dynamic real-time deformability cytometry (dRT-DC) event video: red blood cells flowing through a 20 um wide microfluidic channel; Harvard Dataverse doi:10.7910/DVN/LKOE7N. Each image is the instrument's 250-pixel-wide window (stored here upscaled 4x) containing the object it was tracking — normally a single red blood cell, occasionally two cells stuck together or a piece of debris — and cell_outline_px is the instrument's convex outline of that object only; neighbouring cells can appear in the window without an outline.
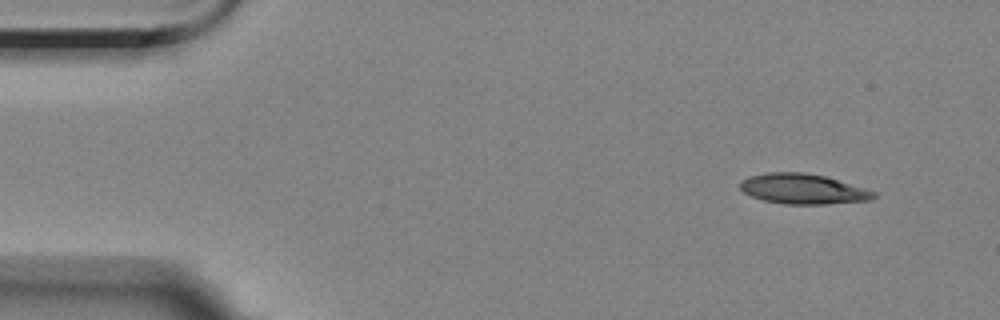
{"species": "Egyptian fruit bat (a non-hibernating species)", "species_latin": "Rousettus aegyptiacus", "temperature_condition": "room temperature", "stored_images_in_passage": 4, "camera_frame_rate_fps": 3000, "um_per_image_px": 0.085, "animal": {"sex": "female"}, "frame": {"image": 1, "passage_image": 1, "time_ms": 0.0, "image_size_px": [1000, 320], "cell_outline_px": [[876, 196], [872, 200], [828, 204], [784, 204], [764, 200], [752, 196], [744, 192], [740, 188], [740, 180], [748, 176], [768, 172], [804, 172], [824, 176], [864, 188], [876, 192]], "centroid_in_image_um": [68.24, 16.06], "position_along_channel_um": 16.8, "area_um2": 23.47}}
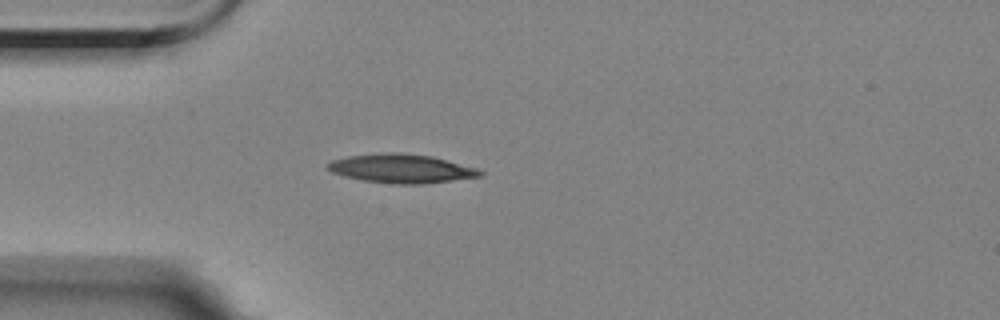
{"frame": {"image": 2, "passage_image": 4, "time_ms": 3.333, "image_size_px": [1000, 320], "cell_outline_px": [[484, 176], [424, 184], [396, 184], [364, 180], [344, 176], [332, 172], [324, 168], [324, 164], [332, 160], [348, 156], [392, 152], [400, 152], [432, 156], [480, 168], [484, 172]], "centroid_in_image_um": [34.15, 14.32], "position_along_channel_um": 50.8, "area_um2": 25.89}}